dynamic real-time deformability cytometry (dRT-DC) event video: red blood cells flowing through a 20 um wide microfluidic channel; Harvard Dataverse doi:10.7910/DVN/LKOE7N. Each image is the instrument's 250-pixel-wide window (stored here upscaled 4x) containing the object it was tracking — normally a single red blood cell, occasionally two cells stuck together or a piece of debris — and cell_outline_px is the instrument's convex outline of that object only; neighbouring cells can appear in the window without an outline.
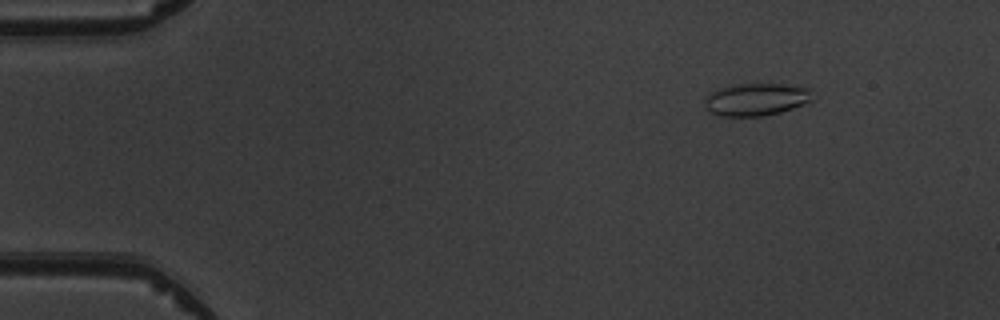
{"species": "common noctule bat (a hibernating species)", "species_latin": "Nyctalus noctula", "temperature_condition": "warm", "stored_images_in_passage": 4, "camera_frame_rate_fps": 3000, "um_per_image_px": 0.085, "animal": {"sex": "male", "body_mass_g": 19.5, "forearm_length_mm": 54.6}, "frame": {"image": 1, "passage_image": 2, "time_ms": 1.0, "image_size_px": [1000, 320], "cell_outline_px": [[816, 100], [780, 112], [764, 116], [720, 116], [708, 112], [704, 108], [704, 100], [716, 88], [732, 84], [780, 84], [808, 88]], "centroid_in_image_um": [64.24, 8.46], "position_along_channel_um": 20.8, "area_um2": 20.63}}